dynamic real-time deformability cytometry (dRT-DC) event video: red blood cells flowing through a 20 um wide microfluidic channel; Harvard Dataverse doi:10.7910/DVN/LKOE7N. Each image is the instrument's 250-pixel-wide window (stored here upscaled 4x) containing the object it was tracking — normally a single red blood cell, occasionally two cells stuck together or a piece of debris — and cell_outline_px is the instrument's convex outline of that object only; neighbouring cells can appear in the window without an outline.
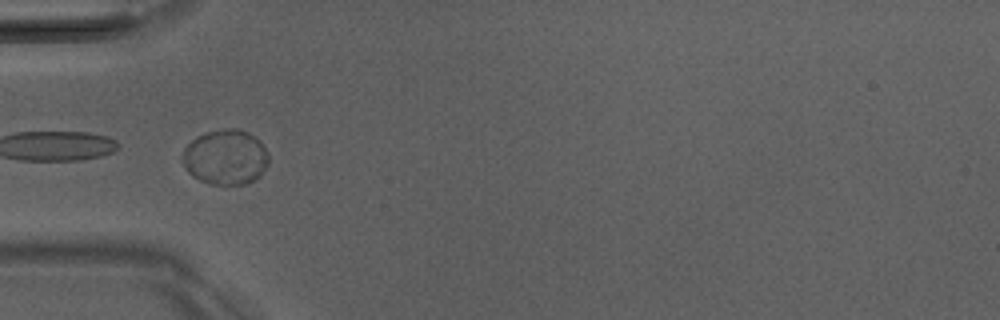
{"species": "Egyptian fruit bat (a non-hibernating species)", "species_latin": "Rousettus aegyptiacus", "temperature_condition": "room temperature", "stored_images_in_passage": 23, "camera_frame_rate_fps": 3000, "um_per_image_px": 0.085, "animal": {"sex": "male"}, "frame": {"image": 1, "passage_image": 1, "time_ms": 0.0, "image_size_px": [1000, 320], "cell_outline_px": [[268, 164], [260, 176], [244, 184], [212, 184], [200, 180], [192, 176], [184, 168], [184, 148], [196, 136], [204, 132], [224, 128], [236, 128], [248, 132], [260, 140], [268, 152]], "centroid_in_image_um": [19.18, 13.34], "position_along_channel_um": 65.8, "area_um2": 27.74}}